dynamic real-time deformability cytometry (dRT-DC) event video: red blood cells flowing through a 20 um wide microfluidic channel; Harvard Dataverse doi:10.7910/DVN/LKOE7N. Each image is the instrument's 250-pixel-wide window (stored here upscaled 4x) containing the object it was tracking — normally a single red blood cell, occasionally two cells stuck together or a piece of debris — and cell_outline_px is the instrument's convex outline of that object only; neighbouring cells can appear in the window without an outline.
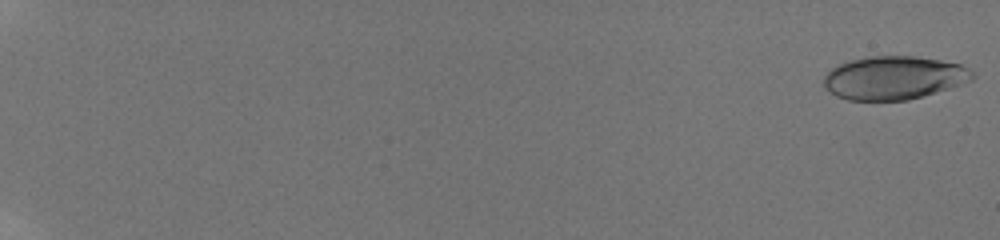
{"species": "human", "species_latin": "Homo sapiens", "temperature_condition": "room temperature", "stored_images_in_passage": 35, "camera_frame_rate_fps": 3000, "um_per_image_px": 0.085, "donor": {"sex": "male"}, "frame": {"image": 1, "passage_image": 1, "time_ms": 0.0, "image_size_px": [1000, 240], "cell_outline_px": [[976, 76], [972, 80], [948, 88], [908, 100], [848, 100], [836, 96], [824, 88], [824, 76], [832, 68], [840, 64], [852, 60], [868, 56], [916, 56], [940, 60], [960, 64], [968, 68]], "centroid_in_image_um": [75.97, 6.61], "position_along_channel_um": 9.0, "area_um2": 37.34}}
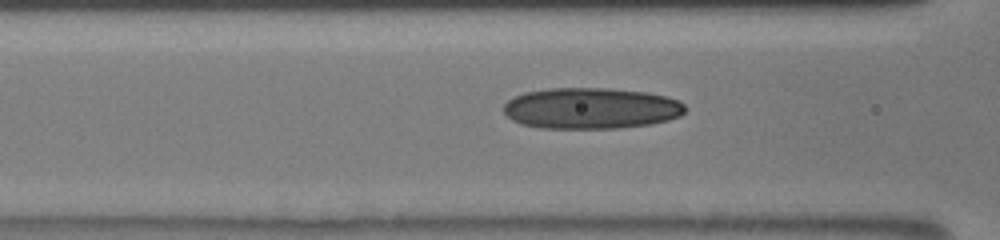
{"frame": {"image": 2, "passage_image": 27, "time_ms": 9.0, "image_size_px": [1000, 240], "cell_outline_px": [[688, 108], [680, 116], [668, 120], [648, 124], [616, 128], [540, 128], [520, 124], [512, 120], [504, 112], [504, 104], [508, 100], [524, 92], [548, 88], [608, 88], [648, 92], [668, 96], [680, 100]], "centroid_in_image_um": [50.26, 9.19], "position_along_channel_um": 116.3, "area_um2": 43.81}}
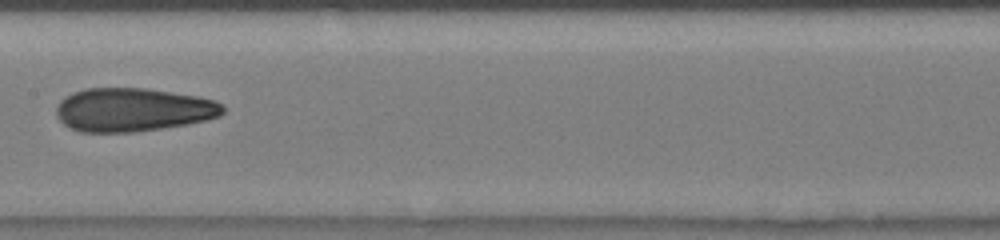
{"frame": {"image": 3, "passage_image": 34, "time_ms": 11.0, "image_size_px": [1000, 240], "cell_outline_px": [[224, 112], [220, 116], [188, 124], [136, 132], [80, 132], [68, 128], [56, 116], [56, 104], [64, 96], [88, 88], [144, 88], [196, 96], [216, 100], [224, 104]], "centroid_in_image_um": [11.28, 9.34], "position_along_channel_um": 196.1, "area_um2": 42.43}}